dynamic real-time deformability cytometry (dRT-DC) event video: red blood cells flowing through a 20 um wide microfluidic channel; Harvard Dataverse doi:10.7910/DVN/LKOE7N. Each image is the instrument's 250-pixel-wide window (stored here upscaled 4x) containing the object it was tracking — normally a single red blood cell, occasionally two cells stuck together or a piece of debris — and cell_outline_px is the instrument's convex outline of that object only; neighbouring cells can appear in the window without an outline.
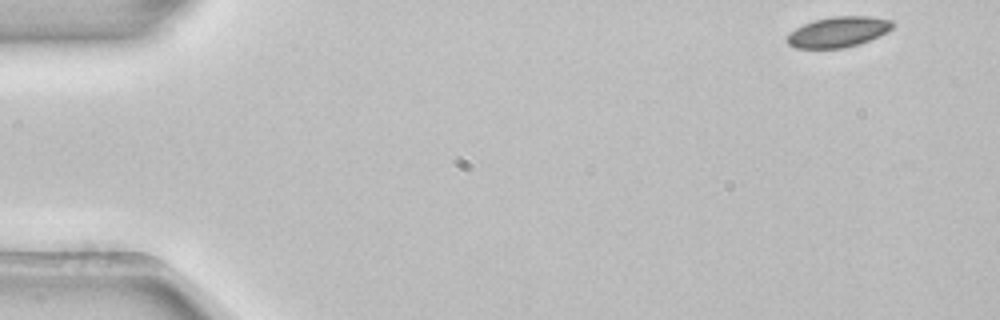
{"species": "common noctule bat (a hibernating species)", "species_latin": "Nyctalus noctula", "temperature_condition": "room temperature", "stored_images_in_passage": 3, "camera_frame_rate_fps": 3000, "um_per_image_px": 0.085, "animal": {"sex": "female", "body_mass_g": 22.7, "forearm_length_mm": 54.2}, "frame": {"image": 1, "passage_image": 1, "time_ms": 0.0, "image_size_px": [1000, 320], "cell_outline_px": [[892, 28], [860, 44], [844, 48], [796, 48], [788, 44], [784, 40], [796, 28], [804, 24], [816, 20], [832, 16], [868, 16], [892, 20]], "centroid_in_image_um": [71.21, 2.72], "position_along_channel_um": 13.8, "area_um2": 18.44}}